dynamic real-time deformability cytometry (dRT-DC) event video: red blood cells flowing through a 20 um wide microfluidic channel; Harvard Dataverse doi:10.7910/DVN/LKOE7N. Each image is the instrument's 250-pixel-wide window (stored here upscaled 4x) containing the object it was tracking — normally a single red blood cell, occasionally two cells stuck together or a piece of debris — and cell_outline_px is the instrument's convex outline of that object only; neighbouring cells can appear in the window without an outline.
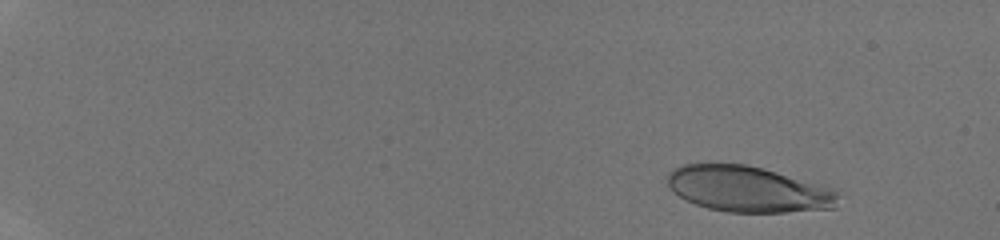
{"species": "human", "species_latin": "Homo sapiens", "temperature_condition": "room temperature", "stored_images_in_passage": 40, "camera_frame_rate_fps": 3000, "um_per_image_px": 0.085, "donor": {"sex": "male"}, "frame": {"image": 1, "passage_image": 1, "time_ms": 0.0, "image_size_px": [1000, 240], "cell_outline_px": [[836, 208], [784, 212], [728, 212], [708, 208], [696, 204], [680, 196], [668, 188], [668, 172], [672, 168], [684, 164], [748, 164], [764, 168], [824, 184], [836, 188]], "centroid_in_image_um": [63.62, 16.06], "position_along_channel_um": 21.4, "area_um2": 45.89}}
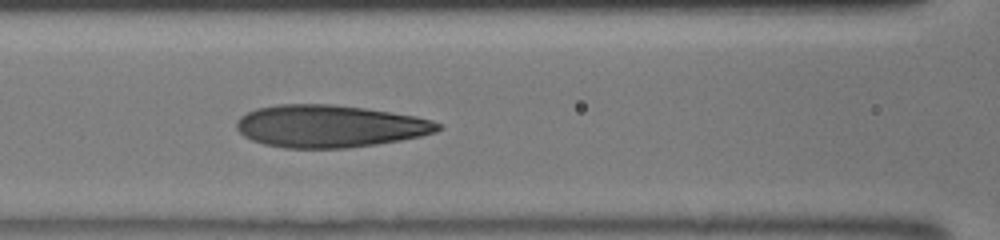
{"frame": {"image": 2, "passage_image": 19, "time_ms": 6.0, "image_size_px": [1000, 240], "cell_outline_px": [[444, 128], [436, 132], [420, 136], [400, 140], [376, 144], [348, 148], [284, 148], [264, 144], [252, 140], [244, 136], [236, 128], [236, 120], [240, 116], [256, 108], [276, 104], [332, 104], [364, 108], [416, 116], [432, 120], [440, 124]], "centroid_in_image_um": [28.01, 10.72], "position_along_channel_um": 138.6, "area_um2": 49.88}}
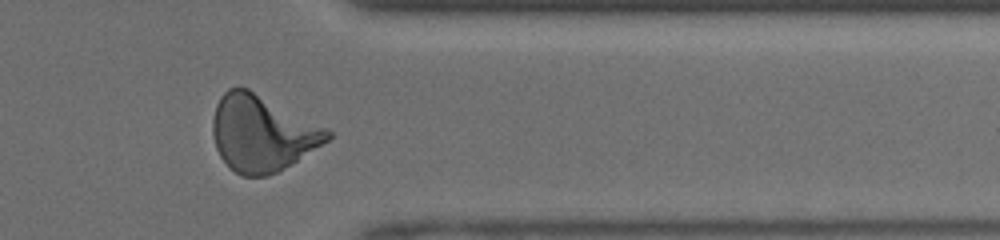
{"frame": {"image": 3, "passage_image": 35, "time_ms": 11.333, "image_size_px": [1000, 240], "cell_outline_px": [[332, 136], [328, 140], [296, 160], [276, 172], [268, 176], [240, 176], [220, 156], [216, 148], [212, 132], [212, 120], [216, 104], [220, 96], [228, 88], [248, 88], [328, 128], [332, 132]], "centroid_in_image_um": [22.25, 11.31], "position_along_channel_um": 389.1, "area_um2": 50.4}}